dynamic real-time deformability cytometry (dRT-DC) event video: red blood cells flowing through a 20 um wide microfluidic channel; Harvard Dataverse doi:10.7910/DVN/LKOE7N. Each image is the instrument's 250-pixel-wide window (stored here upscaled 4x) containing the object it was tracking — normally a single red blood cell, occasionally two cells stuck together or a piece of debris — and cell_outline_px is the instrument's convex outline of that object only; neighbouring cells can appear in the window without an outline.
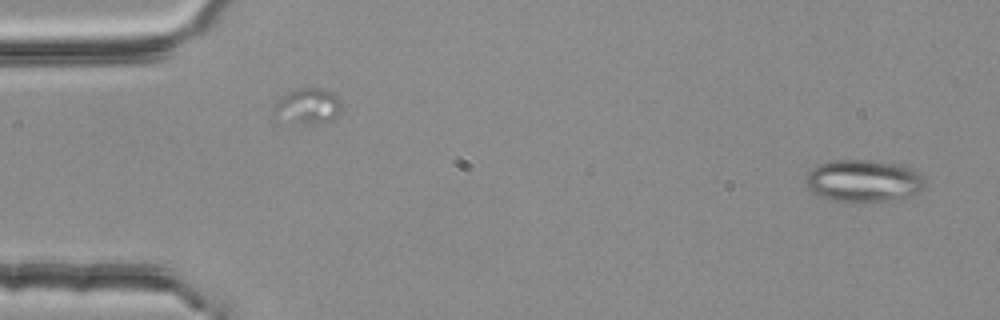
{"species": "common noctule bat (a hibernating species)", "species_latin": "Nyctalus noctula", "temperature_condition": "room temperature", "stored_images_in_passage": 2, "camera_frame_rate_fps": 3000, "um_per_image_px": 0.085, "animal": {"sex": "female", "body_mass_g": 25.1}, "frame": {"image": 1, "passage_image": 2, "time_ms": 0.333, "image_size_px": [1000, 320], "cell_outline_px": [[924, 188], [904, 200], [832, 200], [812, 192], [808, 188], [804, 180], [804, 176], [812, 168], [820, 164], [832, 160], [872, 160], [900, 164], [924, 176]], "centroid_in_image_um": [73.4, 15.35], "position_along_channel_um": 11.6, "area_um2": 29.13}}